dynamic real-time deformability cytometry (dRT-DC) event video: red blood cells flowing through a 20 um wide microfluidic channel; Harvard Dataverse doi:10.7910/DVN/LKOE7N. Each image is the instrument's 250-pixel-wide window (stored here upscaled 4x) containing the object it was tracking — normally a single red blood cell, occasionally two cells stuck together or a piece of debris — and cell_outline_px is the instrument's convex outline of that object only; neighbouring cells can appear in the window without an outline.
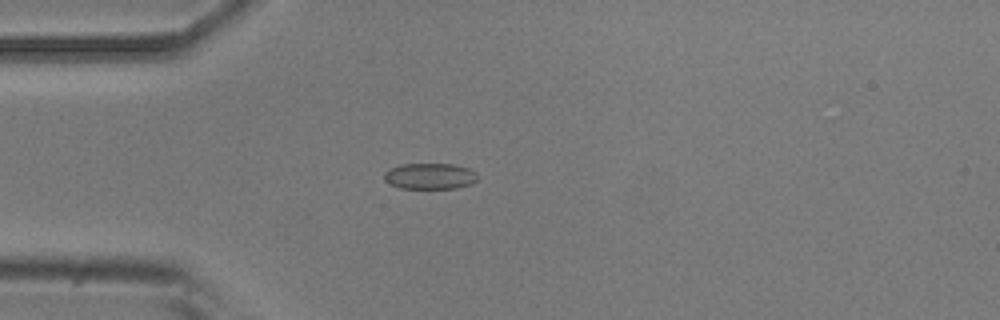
{"species": "common noctule bat (a hibernating species)", "species_latin": "Nyctalus noctula", "temperature_condition": "room temperature", "stored_images_in_passage": 5, "camera_frame_rate_fps": 3000, "um_per_image_px": 0.085, "animal": {"sex": "male", "body_mass_g": 20.5, "forearm_length_mm": 52.5}, "frame": {"image": 1, "passage_image": 4, "time_ms": 4.333, "image_size_px": [1000, 320], "cell_outline_px": [[476, 180], [472, 184], [456, 188], [400, 188], [384, 180], [384, 172], [388, 168], [400, 164], [452, 164], [468, 168], [476, 172]], "centroid_in_image_um": [36.52, 14.96], "position_along_channel_um": 48.5, "area_um2": 14.16}}